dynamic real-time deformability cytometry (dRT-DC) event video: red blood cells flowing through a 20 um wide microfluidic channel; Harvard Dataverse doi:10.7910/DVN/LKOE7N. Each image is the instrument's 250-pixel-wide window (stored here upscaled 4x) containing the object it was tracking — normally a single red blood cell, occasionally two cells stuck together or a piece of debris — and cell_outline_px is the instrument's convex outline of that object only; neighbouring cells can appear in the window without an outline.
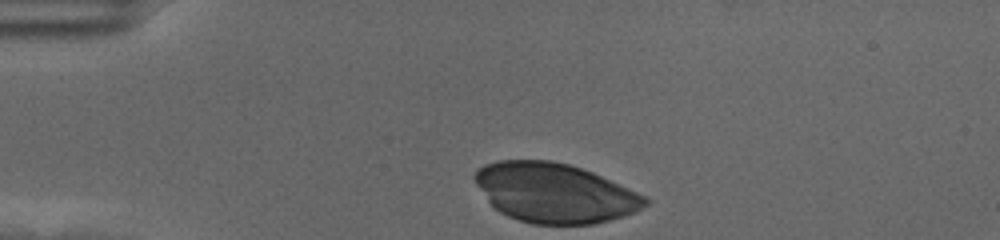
{"species": "human", "species_latin": "Homo sapiens", "temperature_condition": "cold", "stored_images_in_passage": 36, "camera_frame_rate_fps": 3000, "um_per_image_px": 0.085, "donor": {"sex": "female"}, "frame": {"image": 1, "passage_image": 1, "time_ms": 0.0, "image_size_px": [1000, 240], "cell_outline_px": [[652, 200], [648, 204], [636, 212], [624, 216], [592, 224], [532, 224], [508, 216], [500, 212], [488, 200], [476, 184], [472, 176], [476, 168], [484, 164], [500, 160], [552, 160], [568, 164], [592, 172], [648, 196]], "centroid_in_image_um": [47.16, 16.39], "position_along_channel_um": 37.8, "area_um2": 59.19}}